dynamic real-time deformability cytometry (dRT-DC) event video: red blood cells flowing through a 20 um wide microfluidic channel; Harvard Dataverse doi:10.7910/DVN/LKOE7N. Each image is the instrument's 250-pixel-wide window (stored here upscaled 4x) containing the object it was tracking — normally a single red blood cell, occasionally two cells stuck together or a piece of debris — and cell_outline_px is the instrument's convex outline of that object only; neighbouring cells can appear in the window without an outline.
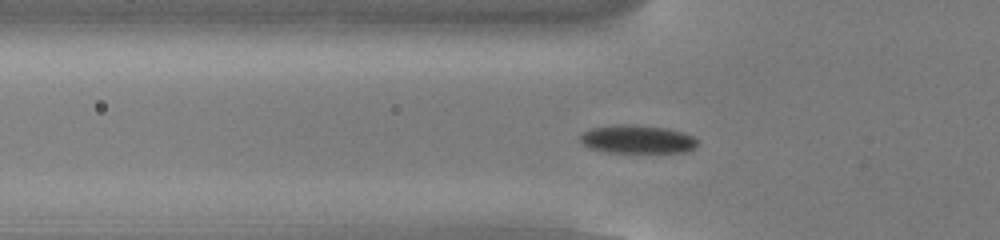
{"species": "common noctule bat (a hibernating species)", "species_latin": "Nyctalus noctula", "temperature_condition": "cold", "stored_images_in_passage": 44, "camera_frame_rate_fps": 3000, "um_per_image_px": 0.085, "animal": {"sex": "male", "body_mass_g": 13.0, "forearm_length_mm": 53.1}, "frame": {"image": 1, "passage_image": 8, "time_ms": 2.333, "image_size_px": [1000, 240], "cell_outline_px": [[696, 148], [688, 152], [608, 152], [588, 148], [580, 140], [580, 132], [592, 128], [620, 124], [668, 128], [684, 132], [692, 136], [696, 140]], "centroid_in_image_um": [54.16, 11.84], "position_along_channel_um": 71.6, "area_um2": 19.31}}
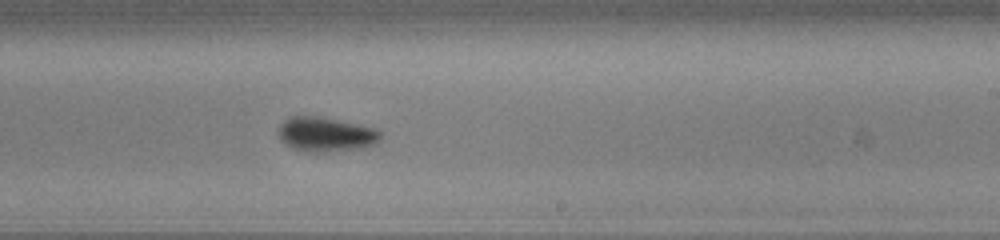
{"frame": {"image": 2, "passage_image": 23, "time_ms": 7.333, "image_size_px": [1000, 240], "cell_outline_px": [[380, 140], [376, 144], [364, 148], [320, 152], [308, 152], [292, 148], [284, 144], [280, 140], [276, 132], [280, 124], [288, 116], [320, 116], [376, 128], [380, 132]], "centroid_in_image_um": [27.65, 11.42], "position_along_channel_um": 261.3, "area_um2": 20.87}}
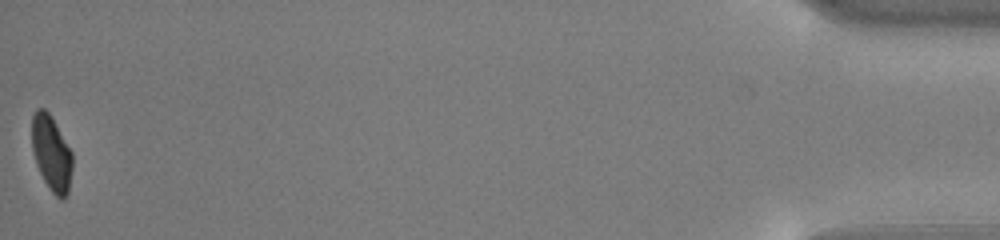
{"frame": {"image": 3, "passage_image": 44, "time_ms": 14.333, "image_size_px": [1000, 240], "cell_outline_px": [[72, 168], [68, 192], [64, 200], [60, 200], [52, 192], [44, 180], [36, 164], [32, 148], [32, 116], [36, 108], [44, 108], [52, 116], [72, 152]], "centroid_in_image_um": [4.37, 13.01], "position_along_channel_um": 430.8, "area_um2": 17.86}, "authors_computed_cell_mechanics": {"area_um2": 19.5075, "velocity_mm_per_s": 3.8028, "shape_relaxation_time_tau1_ms": 2.2512, "shape_relaxation_time_tau2_ms": null, "deformation_change_tau1": 0.1038, "deformation_change_tau2": null}}